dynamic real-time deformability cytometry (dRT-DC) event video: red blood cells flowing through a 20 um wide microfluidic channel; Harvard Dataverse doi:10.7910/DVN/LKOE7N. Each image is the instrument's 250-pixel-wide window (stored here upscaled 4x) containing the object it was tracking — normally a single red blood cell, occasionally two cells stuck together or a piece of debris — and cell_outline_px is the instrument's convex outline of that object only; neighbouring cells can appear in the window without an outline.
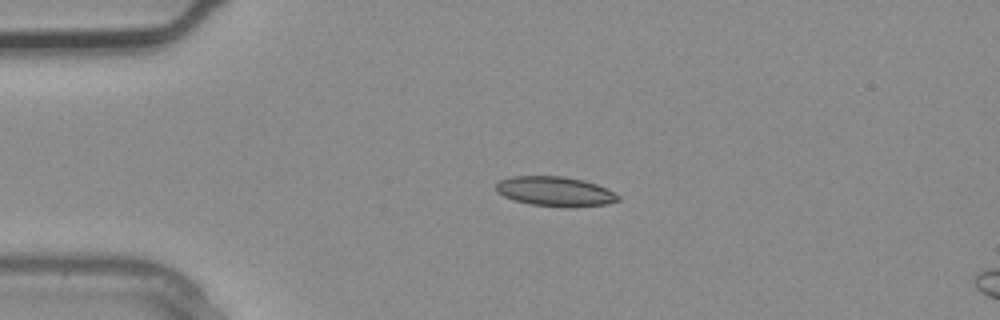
{"species": "common noctule bat (a hibernating species)", "species_latin": "Nyctalus noctula", "temperature_condition": "warm", "stored_images_in_passage": 3, "camera_frame_rate_fps": 3000, "um_per_image_px": 0.085, "animal": {"sex": "male", "body_mass_g": 20.4}, "frame": {"image": 1, "passage_image": 2, "time_ms": 0.333, "image_size_px": [1000, 320], "cell_outline_px": [[620, 200], [608, 204], [532, 204], [516, 200], [504, 196], [496, 192], [496, 184], [500, 180], [512, 176], [564, 176], [584, 180], [608, 188], [620, 196]], "centroid_in_image_um": [47.17, 16.21], "position_along_channel_um": 37.8, "area_um2": 20.17}}